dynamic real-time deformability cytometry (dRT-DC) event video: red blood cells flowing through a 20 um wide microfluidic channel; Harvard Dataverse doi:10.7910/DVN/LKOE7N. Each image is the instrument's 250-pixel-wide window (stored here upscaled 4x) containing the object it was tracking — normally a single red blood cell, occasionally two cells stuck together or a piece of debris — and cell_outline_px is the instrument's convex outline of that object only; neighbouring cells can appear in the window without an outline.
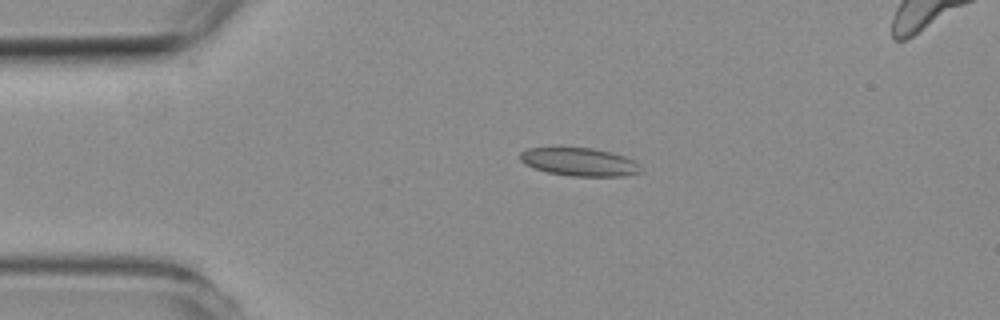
{"species": "common noctule bat (a hibernating species)", "species_latin": "Nyctalus noctula", "temperature_condition": "room temperature", "stored_images_in_passage": 15, "camera_frame_rate_fps": 3000, "um_per_image_px": 0.085, "animal": {"sex": "female", "body_mass_g": 19.3, "forearm_length_mm": 54.1}, "frame": {"image": 1, "passage_image": 3, "time_ms": 3.667, "image_size_px": [1000, 320], "cell_outline_px": [[644, 172], [624, 176], [572, 176], [548, 172], [524, 164], [520, 160], [520, 152], [528, 148], [592, 148], [612, 152], [636, 160]], "centroid_in_image_um": [49.31, 13.77], "position_along_channel_um": 35.7, "area_um2": 19.83}}
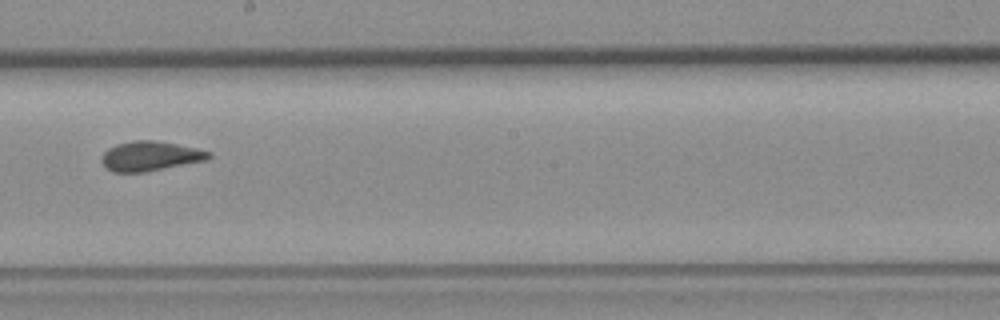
{"frame": {"image": 2, "passage_image": 9, "time_ms": 10.667, "image_size_px": [1000, 320], "cell_outline_px": [[212, 156], [208, 160], [144, 172], [112, 172], [100, 160], [100, 156], [108, 148], [116, 144], [136, 140], [152, 140], [176, 144], [196, 148], [212, 152]], "centroid_in_image_um": [12.77, 13.27], "position_along_channel_um": 235.4, "area_um2": 18.5}}
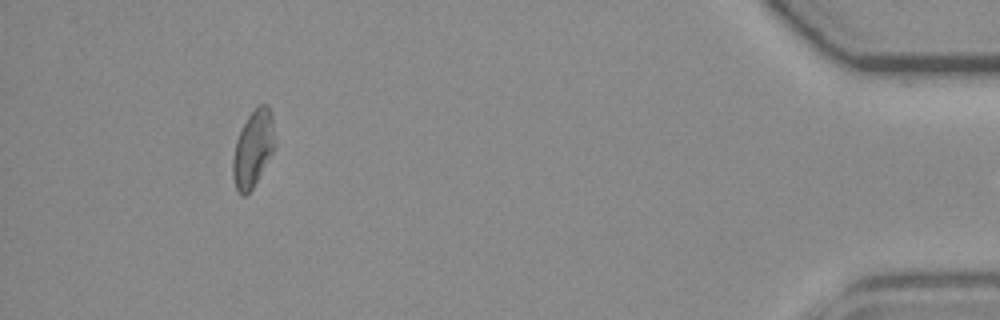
{"frame": {"image": 3, "passage_image": 14, "time_ms": 17.333, "image_size_px": [1000, 320], "cell_outline_px": [[276, 148], [252, 188], [244, 196], [240, 196], [236, 192], [232, 176], [232, 160], [236, 140], [248, 116], [260, 104], [268, 104], [272, 112], [276, 144]], "centroid_in_image_um": [21.53, 12.65], "position_along_channel_um": 413.7, "area_um2": 19.02}, "authors_computed_cell_mechanics": {"area_um2": 19.0162, "velocity_mm_per_s": 3.6901, "shape_relaxation_time_tau1_ms": null, "shape_relaxation_time_tau2_ms": 1.7145, "deformation_change_tau1": null, "deformation_change_tau2": 0.0571}}